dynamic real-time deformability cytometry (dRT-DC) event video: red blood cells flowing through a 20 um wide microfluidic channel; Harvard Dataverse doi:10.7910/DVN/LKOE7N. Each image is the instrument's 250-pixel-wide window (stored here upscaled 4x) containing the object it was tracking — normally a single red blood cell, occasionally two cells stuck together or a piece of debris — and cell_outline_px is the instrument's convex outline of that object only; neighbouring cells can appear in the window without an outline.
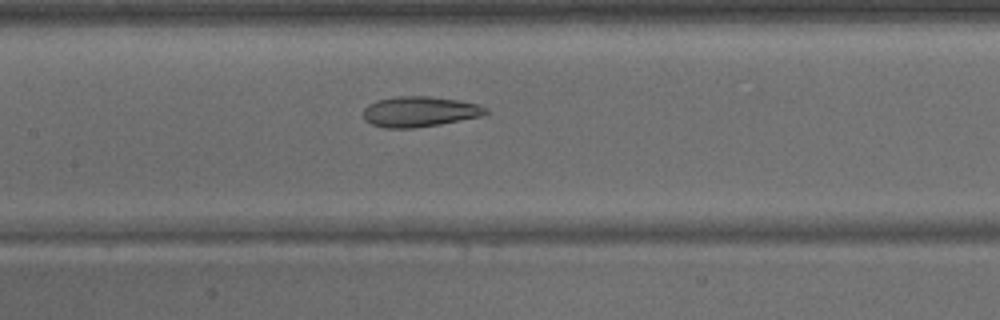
{"species": "common noctule bat (a hibernating species)", "species_latin": "Nyctalus noctula", "temperature_condition": "warm", "stored_images_in_passage": 42, "camera_frame_rate_fps": 3000, "um_per_image_px": 0.085, "animal": {"sex": "male", "body_mass_g": 15.6}, "frame": {"image": 1, "passage_image": 20, "time_ms": 6.333, "image_size_px": [1000, 320], "cell_outline_px": [[492, 112], [480, 116], [440, 124], [416, 128], [384, 128], [372, 124], [364, 120], [364, 108], [368, 104], [376, 100], [396, 96], [428, 96], [456, 100], [476, 104], [488, 108]], "centroid_in_image_um": [35.65, 9.49], "position_along_channel_um": 171.8, "area_um2": 21.73}}
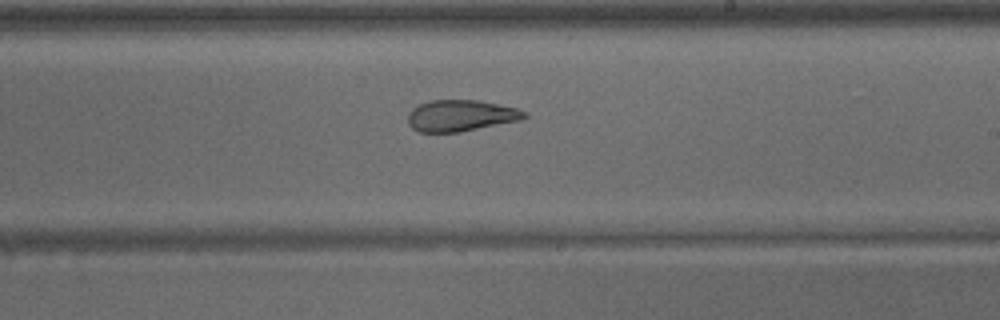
{"frame": {"image": 2, "passage_image": 25, "time_ms": 8.0, "image_size_px": [1000, 320], "cell_outline_px": [[528, 116], [520, 120], [460, 132], [420, 132], [412, 128], [408, 124], [408, 112], [412, 108], [420, 104], [432, 100], [476, 100], [516, 108], [524, 112]], "centroid_in_image_um": [39.12, 9.83], "position_along_channel_um": 249.9, "area_um2": 21.1}}
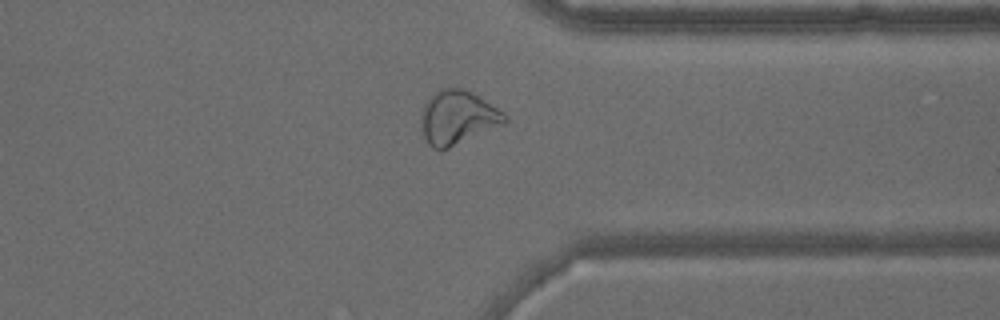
{"frame": {"image": 3, "passage_image": 33, "time_ms": 10.667, "image_size_px": [1000, 320], "cell_outline_px": [[508, 120], [504, 124], [440, 152], [432, 148], [428, 144], [424, 136], [420, 120], [424, 104], [440, 88], [464, 88], [504, 112], [508, 116]], "centroid_in_image_um": [38.89, 10.02], "position_along_channel_um": 372.5, "area_um2": 26.18}}